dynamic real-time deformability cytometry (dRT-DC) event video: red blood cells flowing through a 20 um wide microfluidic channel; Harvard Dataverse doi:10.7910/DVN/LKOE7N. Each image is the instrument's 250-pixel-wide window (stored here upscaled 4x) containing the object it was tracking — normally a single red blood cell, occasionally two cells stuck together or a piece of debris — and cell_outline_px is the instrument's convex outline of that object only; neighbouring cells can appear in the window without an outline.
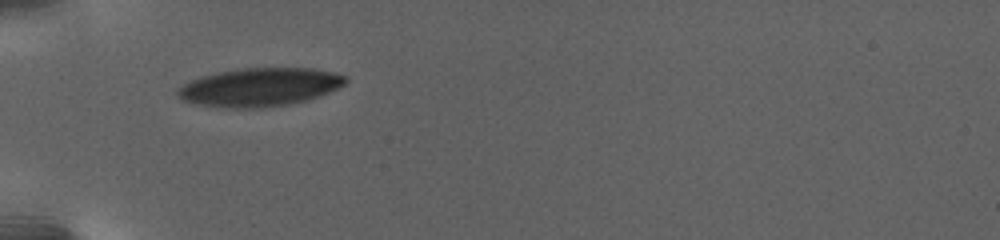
{"species": "human", "species_latin": "Homo sapiens", "temperature_condition": "warm", "stored_images_in_passage": 3, "camera_frame_rate_fps": 3000, "um_per_image_px": 0.085, "donor": {"sex": "female"}, "frame": {"image": 1, "passage_image": 1, "time_ms": 0.0, "image_size_px": [1000, 240], "cell_outline_px": [[348, 80], [340, 88], [320, 96], [308, 100], [288, 104], [264, 108], [224, 108], [192, 104], [184, 100], [176, 92], [176, 88], [188, 80], [200, 76], [240, 68], [312, 68], [332, 72], [348, 76]], "centroid_in_image_um": [22.06, 7.41], "position_along_channel_um": 62.9, "area_um2": 38.03}}